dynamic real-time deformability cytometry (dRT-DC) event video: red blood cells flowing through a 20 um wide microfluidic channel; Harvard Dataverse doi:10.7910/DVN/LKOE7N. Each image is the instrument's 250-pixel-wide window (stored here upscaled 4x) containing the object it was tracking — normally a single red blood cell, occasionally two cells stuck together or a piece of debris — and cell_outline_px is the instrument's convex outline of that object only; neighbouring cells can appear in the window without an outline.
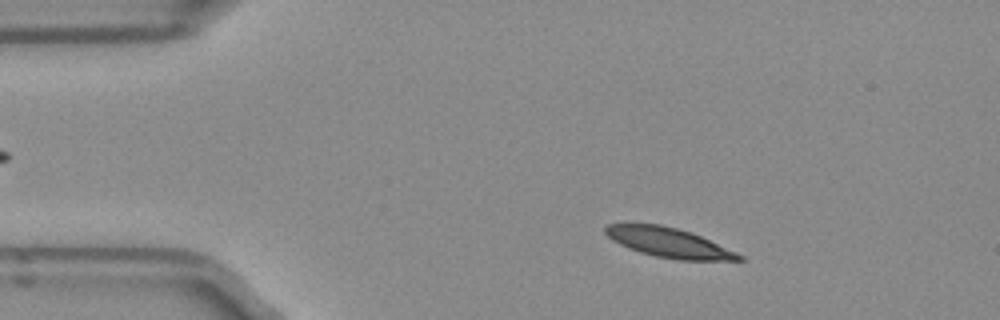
{"species": "Egyptian fruit bat (a non-hibernating species)", "species_latin": "Rousettus aegyptiacus", "temperature_condition": "room temperature", "stored_images_in_passage": 49, "camera_frame_rate_fps": 3000, "um_per_image_px": 0.085, "frame": {"image": 1, "passage_image": 6, "time_ms": 1.667, "image_size_px": [1000, 320], "cell_outline_px": [[744, 260], [680, 260], [656, 256], [640, 252], [628, 248], [612, 240], [604, 232], [604, 228], [608, 224], [660, 224], [676, 228], [700, 236], [736, 252], [744, 256]], "centroid_in_image_um": [56.83, 20.62], "position_along_channel_um": 28.2, "area_um2": 22.66}}
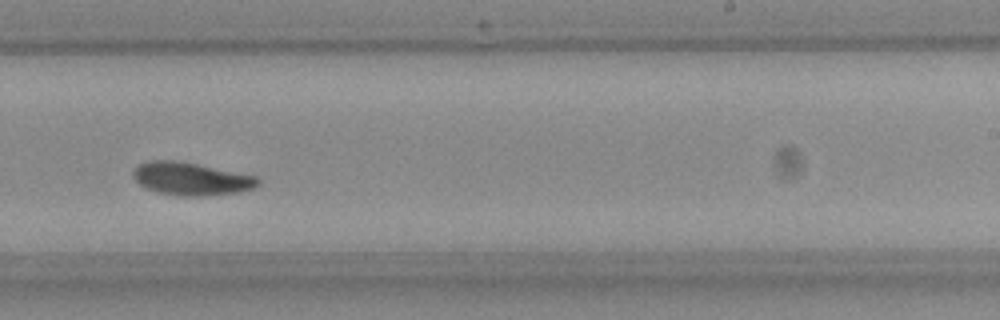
{"frame": {"image": 2, "passage_image": 29, "time_ms": 9.333, "image_size_px": [1000, 320], "cell_outline_px": [[260, 184], [252, 188], [236, 192], [208, 196], [180, 196], [156, 192], [144, 188], [132, 176], [132, 172], [140, 164], [156, 160], [168, 160], [196, 164], [256, 176], [260, 180]], "centroid_in_image_um": [16.23, 15.22], "position_along_channel_um": 272.8, "area_um2": 23.58}}
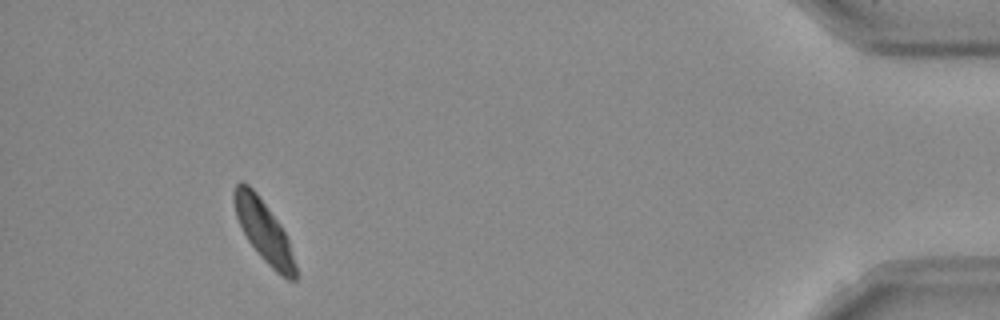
{"frame": {"image": 3, "passage_image": 45, "time_ms": 14.667, "image_size_px": [1000, 320], "cell_outline_px": [[296, 280], [288, 280], [280, 276], [260, 256], [248, 240], [236, 216], [232, 200], [232, 192], [236, 184], [240, 180], [248, 184], [256, 192], [280, 224], [288, 240], [296, 264]], "centroid_in_image_um": [22.4, 19.62], "position_along_channel_um": 412.8, "area_um2": 21.85}, "authors_computed_cell_mechanics": {"area_um2": 23.12, "velocity_mm_per_s": 3.8979, "shape_relaxation_time_tau1_ms": 7.9789, "shape_relaxation_time_tau2_ms": 4.124, "deformation_change_tau1": 0.1831, "deformation_change_tau2": 0.0792}}